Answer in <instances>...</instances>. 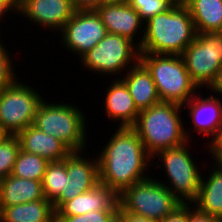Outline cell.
Masks as SVG:
<instances>
[{
    "label": "cell",
    "mask_w": 222,
    "mask_h": 222,
    "mask_svg": "<svg viewBox=\"0 0 222 222\" xmlns=\"http://www.w3.org/2000/svg\"><path fill=\"white\" fill-rule=\"evenodd\" d=\"M113 130L105 144L98 146L101 151L95 154L99 162V183L120 195L127 187L149 177L147 171L152 167V158L132 127Z\"/></svg>",
    "instance_id": "6da1fadb"
},
{
    "label": "cell",
    "mask_w": 222,
    "mask_h": 222,
    "mask_svg": "<svg viewBox=\"0 0 222 222\" xmlns=\"http://www.w3.org/2000/svg\"><path fill=\"white\" fill-rule=\"evenodd\" d=\"M187 6L173 5L144 23L140 53L181 55L196 37Z\"/></svg>",
    "instance_id": "7a4b0ae2"
},
{
    "label": "cell",
    "mask_w": 222,
    "mask_h": 222,
    "mask_svg": "<svg viewBox=\"0 0 222 222\" xmlns=\"http://www.w3.org/2000/svg\"><path fill=\"white\" fill-rule=\"evenodd\" d=\"M182 105L160 102L141 110L132 128L137 132L147 154L152 158L159 151L171 149L189 141L185 135Z\"/></svg>",
    "instance_id": "3957f363"
},
{
    "label": "cell",
    "mask_w": 222,
    "mask_h": 222,
    "mask_svg": "<svg viewBox=\"0 0 222 222\" xmlns=\"http://www.w3.org/2000/svg\"><path fill=\"white\" fill-rule=\"evenodd\" d=\"M53 101L56 100L48 102L44 98L37 109L33 126L62 141L71 151H89L90 131L87 127L90 119H86L81 106L65 100Z\"/></svg>",
    "instance_id": "277c9868"
},
{
    "label": "cell",
    "mask_w": 222,
    "mask_h": 222,
    "mask_svg": "<svg viewBox=\"0 0 222 222\" xmlns=\"http://www.w3.org/2000/svg\"><path fill=\"white\" fill-rule=\"evenodd\" d=\"M191 142L189 140L181 146L161 150L152 157L151 162L152 167L161 168V171L163 169L164 174H166V180H168L167 182L166 180L164 181V177H162L163 180L160 178L158 180L182 204H192L197 199L202 170L208 169L207 165L204 169H200L197 158L195 160L194 155L191 153L192 151H190L192 149ZM156 159H159V162L155 161Z\"/></svg>",
    "instance_id": "5b68a950"
},
{
    "label": "cell",
    "mask_w": 222,
    "mask_h": 222,
    "mask_svg": "<svg viewBox=\"0 0 222 222\" xmlns=\"http://www.w3.org/2000/svg\"><path fill=\"white\" fill-rule=\"evenodd\" d=\"M161 102L184 105L201 89L191 80L181 55L140 53Z\"/></svg>",
    "instance_id": "8992f818"
},
{
    "label": "cell",
    "mask_w": 222,
    "mask_h": 222,
    "mask_svg": "<svg viewBox=\"0 0 222 222\" xmlns=\"http://www.w3.org/2000/svg\"><path fill=\"white\" fill-rule=\"evenodd\" d=\"M80 67L95 75L121 76L140 61L139 46L127 37L108 33L80 58ZM124 72V73H123ZM118 74V75H117ZM122 74V75H121Z\"/></svg>",
    "instance_id": "52a82bcc"
},
{
    "label": "cell",
    "mask_w": 222,
    "mask_h": 222,
    "mask_svg": "<svg viewBox=\"0 0 222 222\" xmlns=\"http://www.w3.org/2000/svg\"><path fill=\"white\" fill-rule=\"evenodd\" d=\"M153 176L127 187L118 195V200L124 211L160 222L182 203Z\"/></svg>",
    "instance_id": "ba28073f"
},
{
    "label": "cell",
    "mask_w": 222,
    "mask_h": 222,
    "mask_svg": "<svg viewBox=\"0 0 222 222\" xmlns=\"http://www.w3.org/2000/svg\"><path fill=\"white\" fill-rule=\"evenodd\" d=\"M21 79L0 91V126L7 135H17L33 125L37 109L44 100L40 90Z\"/></svg>",
    "instance_id": "9c48e42d"
},
{
    "label": "cell",
    "mask_w": 222,
    "mask_h": 222,
    "mask_svg": "<svg viewBox=\"0 0 222 222\" xmlns=\"http://www.w3.org/2000/svg\"><path fill=\"white\" fill-rule=\"evenodd\" d=\"M181 57L191 80L205 91L222 65V32L196 33Z\"/></svg>",
    "instance_id": "30bf717a"
},
{
    "label": "cell",
    "mask_w": 222,
    "mask_h": 222,
    "mask_svg": "<svg viewBox=\"0 0 222 222\" xmlns=\"http://www.w3.org/2000/svg\"><path fill=\"white\" fill-rule=\"evenodd\" d=\"M107 34V29L95 10H76L58 37L62 43L60 46L80 59Z\"/></svg>",
    "instance_id": "8fae6325"
},
{
    "label": "cell",
    "mask_w": 222,
    "mask_h": 222,
    "mask_svg": "<svg viewBox=\"0 0 222 222\" xmlns=\"http://www.w3.org/2000/svg\"><path fill=\"white\" fill-rule=\"evenodd\" d=\"M71 151L67 155V184L61 195L52 203L56 211L64 202L74 199L76 196L90 191L99 184L98 156L87 151ZM84 153V155H83ZM88 153V154H86ZM89 155L88 157H86Z\"/></svg>",
    "instance_id": "7c38bea8"
},
{
    "label": "cell",
    "mask_w": 222,
    "mask_h": 222,
    "mask_svg": "<svg viewBox=\"0 0 222 222\" xmlns=\"http://www.w3.org/2000/svg\"><path fill=\"white\" fill-rule=\"evenodd\" d=\"M208 94H202L199 91L190 101L183 105V110L188 111L185 114L187 113L188 120L190 119L189 121H191L188 123L192 124L189 127H193L192 129H189L188 126L185 127V135L190 141L195 138L193 133H196L195 135L198 133L206 137L205 139L208 138L207 142H209L222 125V99Z\"/></svg>",
    "instance_id": "4fadbf2b"
},
{
    "label": "cell",
    "mask_w": 222,
    "mask_h": 222,
    "mask_svg": "<svg viewBox=\"0 0 222 222\" xmlns=\"http://www.w3.org/2000/svg\"><path fill=\"white\" fill-rule=\"evenodd\" d=\"M75 11L72 0H22L17 15L44 31L59 33Z\"/></svg>",
    "instance_id": "5bb4252c"
},
{
    "label": "cell",
    "mask_w": 222,
    "mask_h": 222,
    "mask_svg": "<svg viewBox=\"0 0 222 222\" xmlns=\"http://www.w3.org/2000/svg\"><path fill=\"white\" fill-rule=\"evenodd\" d=\"M95 11L108 33L127 37L140 47L144 22L130 4H100Z\"/></svg>",
    "instance_id": "9a60e30c"
},
{
    "label": "cell",
    "mask_w": 222,
    "mask_h": 222,
    "mask_svg": "<svg viewBox=\"0 0 222 222\" xmlns=\"http://www.w3.org/2000/svg\"><path fill=\"white\" fill-rule=\"evenodd\" d=\"M109 85V86H108ZM106 86L103 101L104 116L106 121L119 123L117 127H132L138 117L139 110L129 93L125 83L120 78H113Z\"/></svg>",
    "instance_id": "2e32d148"
},
{
    "label": "cell",
    "mask_w": 222,
    "mask_h": 222,
    "mask_svg": "<svg viewBox=\"0 0 222 222\" xmlns=\"http://www.w3.org/2000/svg\"><path fill=\"white\" fill-rule=\"evenodd\" d=\"M118 208V195L106 185L99 183L90 191L64 202L55 211V216H75L88 212Z\"/></svg>",
    "instance_id": "e0dca14e"
},
{
    "label": "cell",
    "mask_w": 222,
    "mask_h": 222,
    "mask_svg": "<svg viewBox=\"0 0 222 222\" xmlns=\"http://www.w3.org/2000/svg\"><path fill=\"white\" fill-rule=\"evenodd\" d=\"M20 149L45 158L48 162L64 160L71 150L54 136L30 125L16 135Z\"/></svg>",
    "instance_id": "ac0fdd59"
},
{
    "label": "cell",
    "mask_w": 222,
    "mask_h": 222,
    "mask_svg": "<svg viewBox=\"0 0 222 222\" xmlns=\"http://www.w3.org/2000/svg\"><path fill=\"white\" fill-rule=\"evenodd\" d=\"M120 79L128 88L139 111L161 102L149 71L140 61L127 70Z\"/></svg>",
    "instance_id": "d6986e66"
},
{
    "label": "cell",
    "mask_w": 222,
    "mask_h": 222,
    "mask_svg": "<svg viewBox=\"0 0 222 222\" xmlns=\"http://www.w3.org/2000/svg\"><path fill=\"white\" fill-rule=\"evenodd\" d=\"M206 164L214 167L207 166L208 175L202 174L198 197L192 205L199 211L222 220V170L213 161Z\"/></svg>",
    "instance_id": "ffe728a7"
},
{
    "label": "cell",
    "mask_w": 222,
    "mask_h": 222,
    "mask_svg": "<svg viewBox=\"0 0 222 222\" xmlns=\"http://www.w3.org/2000/svg\"><path fill=\"white\" fill-rule=\"evenodd\" d=\"M45 199L42 181L8 175L0 181V210L17 204Z\"/></svg>",
    "instance_id": "44dd1931"
},
{
    "label": "cell",
    "mask_w": 222,
    "mask_h": 222,
    "mask_svg": "<svg viewBox=\"0 0 222 222\" xmlns=\"http://www.w3.org/2000/svg\"><path fill=\"white\" fill-rule=\"evenodd\" d=\"M0 222H55L52 203L45 199L4 207Z\"/></svg>",
    "instance_id": "7402d4cb"
},
{
    "label": "cell",
    "mask_w": 222,
    "mask_h": 222,
    "mask_svg": "<svg viewBox=\"0 0 222 222\" xmlns=\"http://www.w3.org/2000/svg\"><path fill=\"white\" fill-rule=\"evenodd\" d=\"M186 6L197 33L222 32V0H190Z\"/></svg>",
    "instance_id": "603a6c76"
},
{
    "label": "cell",
    "mask_w": 222,
    "mask_h": 222,
    "mask_svg": "<svg viewBox=\"0 0 222 222\" xmlns=\"http://www.w3.org/2000/svg\"><path fill=\"white\" fill-rule=\"evenodd\" d=\"M67 156L64 160L48 162L42 181L44 197L53 203L66 189Z\"/></svg>",
    "instance_id": "cb8c5ba5"
},
{
    "label": "cell",
    "mask_w": 222,
    "mask_h": 222,
    "mask_svg": "<svg viewBox=\"0 0 222 222\" xmlns=\"http://www.w3.org/2000/svg\"><path fill=\"white\" fill-rule=\"evenodd\" d=\"M47 164L48 161L45 158L20 149L11 175L18 178L43 181Z\"/></svg>",
    "instance_id": "d4e9b609"
},
{
    "label": "cell",
    "mask_w": 222,
    "mask_h": 222,
    "mask_svg": "<svg viewBox=\"0 0 222 222\" xmlns=\"http://www.w3.org/2000/svg\"><path fill=\"white\" fill-rule=\"evenodd\" d=\"M19 151L20 142L16 135H6L0 141V181L11 175Z\"/></svg>",
    "instance_id": "484cf974"
},
{
    "label": "cell",
    "mask_w": 222,
    "mask_h": 222,
    "mask_svg": "<svg viewBox=\"0 0 222 222\" xmlns=\"http://www.w3.org/2000/svg\"><path fill=\"white\" fill-rule=\"evenodd\" d=\"M0 36L1 35L0 33ZM1 38V37H0ZM5 41L0 39V91L11 84H13L19 77L18 70L15 69L16 61L14 60V53L10 54V51L7 50ZM12 56V57H11ZM14 63V64H13ZM16 72V73H15ZM17 76V77H16Z\"/></svg>",
    "instance_id": "4316f807"
},
{
    "label": "cell",
    "mask_w": 222,
    "mask_h": 222,
    "mask_svg": "<svg viewBox=\"0 0 222 222\" xmlns=\"http://www.w3.org/2000/svg\"><path fill=\"white\" fill-rule=\"evenodd\" d=\"M129 4L138 12L144 23L173 6L169 0H131Z\"/></svg>",
    "instance_id": "83f0119b"
},
{
    "label": "cell",
    "mask_w": 222,
    "mask_h": 222,
    "mask_svg": "<svg viewBox=\"0 0 222 222\" xmlns=\"http://www.w3.org/2000/svg\"><path fill=\"white\" fill-rule=\"evenodd\" d=\"M117 210L107 209L75 216H55V222H107Z\"/></svg>",
    "instance_id": "f1b7e54d"
},
{
    "label": "cell",
    "mask_w": 222,
    "mask_h": 222,
    "mask_svg": "<svg viewBox=\"0 0 222 222\" xmlns=\"http://www.w3.org/2000/svg\"><path fill=\"white\" fill-rule=\"evenodd\" d=\"M188 222H222V220L205 214L199 211L194 205L188 204Z\"/></svg>",
    "instance_id": "f546056e"
},
{
    "label": "cell",
    "mask_w": 222,
    "mask_h": 222,
    "mask_svg": "<svg viewBox=\"0 0 222 222\" xmlns=\"http://www.w3.org/2000/svg\"><path fill=\"white\" fill-rule=\"evenodd\" d=\"M160 222H188V204H181Z\"/></svg>",
    "instance_id": "4dcf8cb0"
},
{
    "label": "cell",
    "mask_w": 222,
    "mask_h": 222,
    "mask_svg": "<svg viewBox=\"0 0 222 222\" xmlns=\"http://www.w3.org/2000/svg\"><path fill=\"white\" fill-rule=\"evenodd\" d=\"M210 91H212L211 95L219 96L222 99V65L218 69V72L216 73V76L214 80L210 83V85L206 88Z\"/></svg>",
    "instance_id": "1f68e13d"
},
{
    "label": "cell",
    "mask_w": 222,
    "mask_h": 222,
    "mask_svg": "<svg viewBox=\"0 0 222 222\" xmlns=\"http://www.w3.org/2000/svg\"><path fill=\"white\" fill-rule=\"evenodd\" d=\"M76 10H95L100 4L101 0H72Z\"/></svg>",
    "instance_id": "d6a6232c"
},
{
    "label": "cell",
    "mask_w": 222,
    "mask_h": 222,
    "mask_svg": "<svg viewBox=\"0 0 222 222\" xmlns=\"http://www.w3.org/2000/svg\"><path fill=\"white\" fill-rule=\"evenodd\" d=\"M206 150H222V125L216 135L206 144Z\"/></svg>",
    "instance_id": "836d02e7"
},
{
    "label": "cell",
    "mask_w": 222,
    "mask_h": 222,
    "mask_svg": "<svg viewBox=\"0 0 222 222\" xmlns=\"http://www.w3.org/2000/svg\"><path fill=\"white\" fill-rule=\"evenodd\" d=\"M11 12H12V14L17 16V14H15V11L6 2L0 0V20L2 21L3 20L2 18H5L4 20H6V17H8L6 15L9 14V16H10ZM1 21H0V23H1ZM1 32L2 31L0 29V33Z\"/></svg>",
    "instance_id": "e575fe53"
},
{
    "label": "cell",
    "mask_w": 222,
    "mask_h": 222,
    "mask_svg": "<svg viewBox=\"0 0 222 222\" xmlns=\"http://www.w3.org/2000/svg\"><path fill=\"white\" fill-rule=\"evenodd\" d=\"M124 222H157L142 216L134 215L124 211Z\"/></svg>",
    "instance_id": "d590c367"
},
{
    "label": "cell",
    "mask_w": 222,
    "mask_h": 222,
    "mask_svg": "<svg viewBox=\"0 0 222 222\" xmlns=\"http://www.w3.org/2000/svg\"><path fill=\"white\" fill-rule=\"evenodd\" d=\"M211 156L210 158L213 159V162L217 167L222 170V150H207Z\"/></svg>",
    "instance_id": "8d00e7d4"
},
{
    "label": "cell",
    "mask_w": 222,
    "mask_h": 222,
    "mask_svg": "<svg viewBox=\"0 0 222 222\" xmlns=\"http://www.w3.org/2000/svg\"><path fill=\"white\" fill-rule=\"evenodd\" d=\"M107 222H124V210L119 206Z\"/></svg>",
    "instance_id": "74e56055"
},
{
    "label": "cell",
    "mask_w": 222,
    "mask_h": 222,
    "mask_svg": "<svg viewBox=\"0 0 222 222\" xmlns=\"http://www.w3.org/2000/svg\"><path fill=\"white\" fill-rule=\"evenodd\" d=\"M6 2L17 14L21 7L22 0H2Z\"/></svg>",
    "instance_id": "f35d334b"
},
{
    "label": "cell",
    "mask_w": 222,
    "mask_h": 222,
    "mask_svg": "<svg viewBox=\"0 0 222 222\" xmlns=\"http://www.w3.org/2000/svg\"><path fill=\"white\" fill-rule=\"evenodd\" d=\"M131 0H101V4H129Z\"/></svg>",
    "instance_id": "ab89813d"
},
{
    "label": "cell",
    "mask_w": 222,
    "mask_h": 222,
    "mask_svg": "<svg viewBox=\"0 0 222 222\" xmlns=\"http://www.w3.org/2000/svg\"><path fill=\"white\" fill-rule=\"evenodd\" d=\"M173 5L186 6L190 0H169Z\"/></svg>",
    "instance_id": "60d3db41"
},
{
    "label": "cell",
    "mask_w": 222,
    "mask_h": 222,
    "mask_svg": "<svg viewBox=\"0 0 222 222\" xmlns=\"http://www.w3.org/2000/svg\"><path fill=\"white\" fill-rule=\"evenodd\" d=\"M7 134L2 130L0 126V141L6 136Z\"/></svg>",
    "instance_id": "b9f144b4"
}]
</instances>
